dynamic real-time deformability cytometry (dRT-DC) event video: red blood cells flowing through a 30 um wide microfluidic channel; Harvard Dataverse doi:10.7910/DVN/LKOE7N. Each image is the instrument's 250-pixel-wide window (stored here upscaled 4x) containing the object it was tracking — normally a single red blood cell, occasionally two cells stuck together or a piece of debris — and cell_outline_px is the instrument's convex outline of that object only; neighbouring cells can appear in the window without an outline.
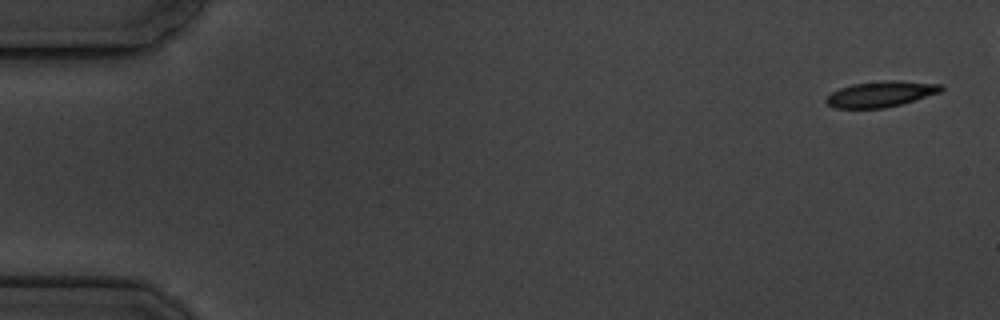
{"species": "common noctule bat (a hibernating species)", "species_latin": "Nyctalus noctula", "temperature_condition": "cold", "stored_images_in_passage": 6, "camera_frame_rate_fps": 3000, "um_per_image_px": 0.085, "animal": {"sex": "male", "body_mass_g": 19.5, "forearm_length_mm": 54.6}, "frame": {"image": 1, "passage_image": 1, "time_ms": 0.0, "image_size_px": [1000, 320], "cell_outline_px": [[944, 88], [940, 92], [900, 104], [884, 108], [832, 108], [824, 100], [832, 92], [840, 88], [852, 84], [892, 80], [900, 80], [944, 84]], "centroid_in_image_um": [74.88, 7.99], "position_along_channel_um": 10.1, "area_um2": 17.17}}